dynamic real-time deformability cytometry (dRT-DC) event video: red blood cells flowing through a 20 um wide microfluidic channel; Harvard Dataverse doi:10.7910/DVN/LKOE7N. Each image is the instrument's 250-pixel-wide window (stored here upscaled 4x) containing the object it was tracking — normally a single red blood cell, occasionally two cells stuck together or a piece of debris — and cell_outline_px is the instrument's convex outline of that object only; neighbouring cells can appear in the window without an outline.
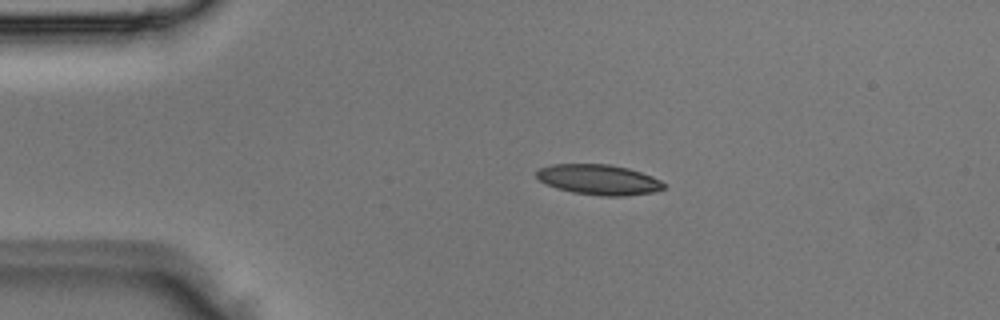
{"species": "Egyptian fruit bat (a non-hibernating species)", "species_latin": "Rousettus aegyptiacus", "temperature_condition": "room temperature", "stored_images_in_passage": 3, "camera_frame_rate_fps": 3000, "um_per_image_px": 0.085, "animal": {"sex": "male"}, "frame": {"image": 1, "passage_image": 2, "time_ms": 0.333, "image_size_px": [1000, 320], "cell_outline_px": [[664, 188], [652, 192], [624, 196], [600, 196], [572, 192], [556, 188], [540, 180], [536, 176], [536, 172], [540, 168], [552, 164], [608, 164], [628, 168], [652, 176], [660, 180], [664, 184]], "centroid_in_image_um": [50.88, 15.27], "position_along_channel_um": 34.1, "area_um2": 22.31}}
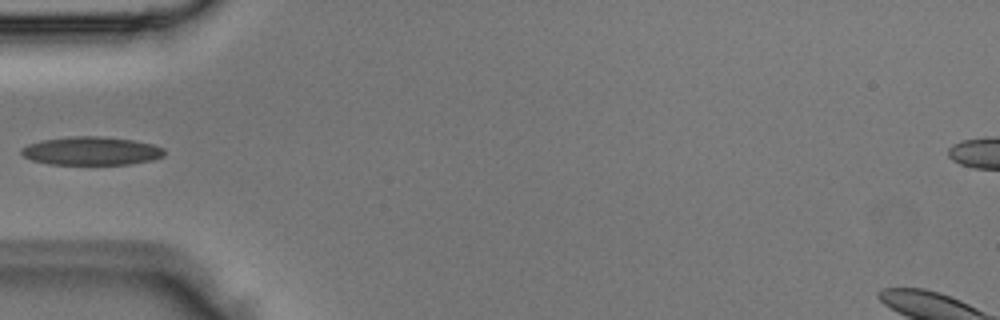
{"frame": {"image": 2, "passage_image": 3, "time_ms": 0.667, "image_size_px": [1000, 320], "cell_outline_px": [[164, 156], [152, 160], [128, 164], [48, 164], [32, 160], [24, 156], [20, 152], [20, 148], [28, 144], [44, 140], [72, 136], [100, 136], [132, 140], [152, 144], [164, 148]], "centroid_in_image_um": [7.75, 12.83], "position_along_channel_um": 77.2, "area_um2": 23.52}}